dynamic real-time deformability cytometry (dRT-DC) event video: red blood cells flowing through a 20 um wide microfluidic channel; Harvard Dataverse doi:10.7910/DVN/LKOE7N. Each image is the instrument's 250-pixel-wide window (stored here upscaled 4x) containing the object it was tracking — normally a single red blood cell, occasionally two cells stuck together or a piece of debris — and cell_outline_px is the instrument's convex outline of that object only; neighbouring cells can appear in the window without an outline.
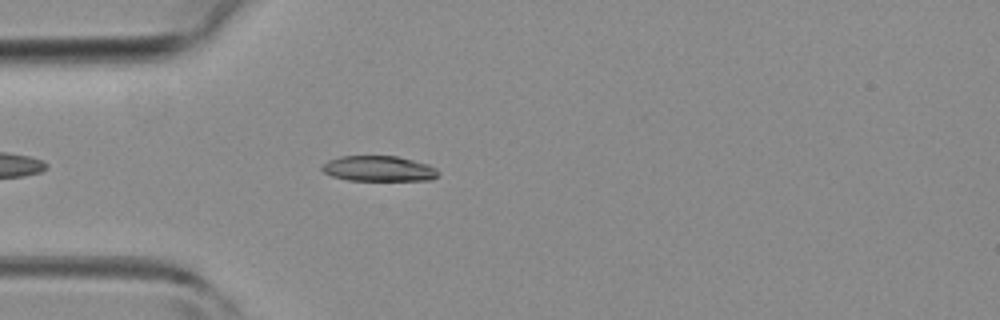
{"species": "common noctule bat (a hibernating species)", "species_latin": "Nyctalus noctula", "temperature_condition": "room temperature", "stored_images_in_passage": 2, "camera_frame_rate_fps": 3000, "um_per_image_px": 0.085, "animal": {"sex": "female", "body_mass_g": 19.3, "forearm_length_mm": 54.1}, "frame": {"image": 1, "passage_image": 2, "time_ms": 1.333, "image_size_px": [1000, 320], "cell_outline_px": [[440, 172], [432, 180], [348, 180], [332, 176], [324, 172], [320, 168], [328, 160], [340, 156], [396, 156], [428, 164], [436, 168]], "centroid_in_image_um": [32.19, 14.33], "position_along_channel_um": 52.8, "area_um2": 17.17}}